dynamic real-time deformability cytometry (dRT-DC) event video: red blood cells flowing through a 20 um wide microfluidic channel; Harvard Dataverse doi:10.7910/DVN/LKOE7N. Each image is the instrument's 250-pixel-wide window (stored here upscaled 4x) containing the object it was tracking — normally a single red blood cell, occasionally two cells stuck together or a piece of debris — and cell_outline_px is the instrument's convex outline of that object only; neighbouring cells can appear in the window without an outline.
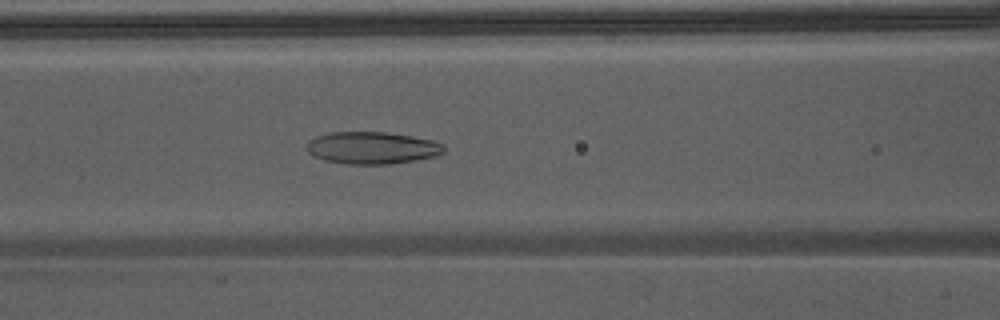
{"species": "Egyptian fruit bat (a non-hibernating species)", "species_latin": "Rousettus aegyptiacus", "temperature_condition": "warm", "stored_images_in_passage": 28, "camera_frame_rate_fps": 3000, "um_per_image_px": 0.085, "animal": {"sex": "male"}, "frame": {"image": 1, "passage_image": 13, "time_ms": 4.0, "image_size_px": [1000, 320], "cell_outline_px": [[444, 152], [436, 156], [416, 160], [392, 164], [344, 164], [324, 160], [308, 152], [308, 140], [316, 136], [332, 132], [384, 132], [412, 136], [432, 140], [444, 144]], "centroid_in_image_um": [31.65, 12.57], "position_along_channel_um": 134.9, "area_um2": 25.72}}